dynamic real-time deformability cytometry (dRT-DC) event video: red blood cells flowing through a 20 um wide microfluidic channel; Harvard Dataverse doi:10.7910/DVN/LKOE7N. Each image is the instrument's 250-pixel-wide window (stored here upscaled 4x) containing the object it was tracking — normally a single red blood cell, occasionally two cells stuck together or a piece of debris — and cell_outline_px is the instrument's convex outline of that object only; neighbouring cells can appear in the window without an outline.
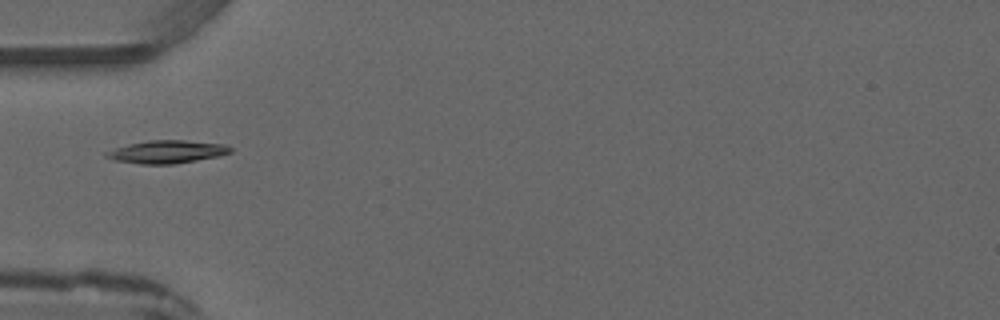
{"species": "common noctule bat (a hibernating species)", "species_latin": "Nyctalus noctula", "temperature_condition": "warm", "stored_images_in_passage": 2, "camera_frame_rate_fps": 3000, "um_per_image_px": 0.085, "animal": {"sex": "male", "forearm_length_mm": 52.5}, "frame": {"image": 1, "passage_image": 2, "time_ms": 1.0, "image_size_px": [1000, 320], "cell_outline_px": [[232, 152], [220, 156], [172, 164], [140, 164], [112, 160], [104, 156], [104, 152], [128, 144], [148, 140], [184, 140], [224, 144], [232, 148]], "centroid_in_image_um": [14.17, 12.9], "position_along_channel_um": 70.8, "area_um2": 16.59}}